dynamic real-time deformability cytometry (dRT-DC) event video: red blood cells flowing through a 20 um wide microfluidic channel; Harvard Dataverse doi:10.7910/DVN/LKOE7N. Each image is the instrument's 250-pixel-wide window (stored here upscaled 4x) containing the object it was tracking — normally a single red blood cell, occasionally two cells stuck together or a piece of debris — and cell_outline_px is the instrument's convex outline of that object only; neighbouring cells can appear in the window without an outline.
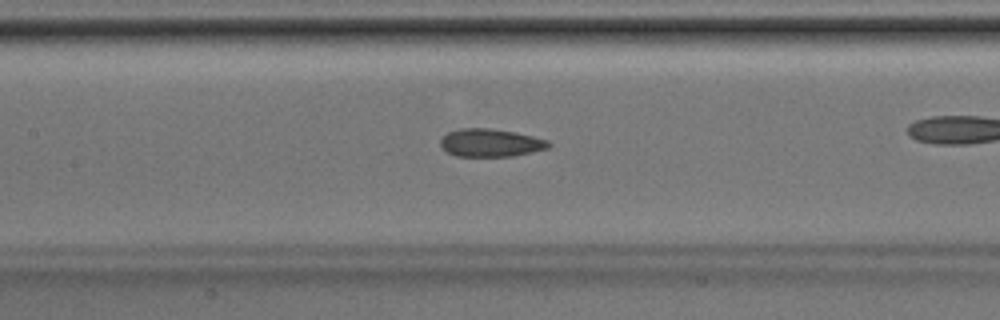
{"species": "Egyptian fruit bat (a non-hibernating species)", "species_latin": "Rousettus aegyptiacus", "temperature_condition": "room temperature", "stored_images_in_passage": 32, "camera_frame_rate_fps": 3000, "um_per_image_px": 0.085, "animal": {"sex": "male"}, "frame": {"image": 1, "passage_image": 19, "time_ms": 6.0, "image_size_px": [1000, 320], "cell_outline_px": [[552, 144], [548, 148], [532, 152], [512, 156], [456, 156], [448, 152], [440, 144], [440, 140], [448, 132], [460, 128], [488, 128], [516, 132], [548, 140]], "centroid_in_image_um": [41.72, 12.13], "position_along_channel_um": 165.7, "area_um2": 17.51}}